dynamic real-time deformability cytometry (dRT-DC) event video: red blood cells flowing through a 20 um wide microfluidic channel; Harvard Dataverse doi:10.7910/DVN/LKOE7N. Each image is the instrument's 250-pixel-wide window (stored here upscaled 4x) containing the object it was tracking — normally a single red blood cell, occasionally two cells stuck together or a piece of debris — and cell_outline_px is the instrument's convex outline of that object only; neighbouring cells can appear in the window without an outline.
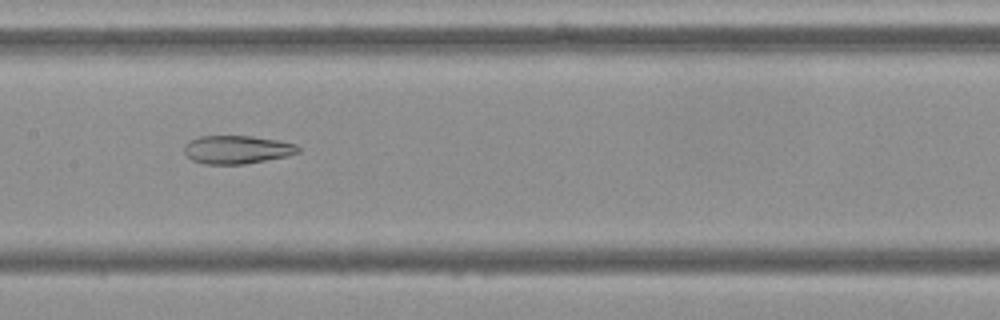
{"species": "Egyptian fruit bat (a non-hibernating species)", "species_latin": "Rousettus aegyptiacus", "temperature_condition": "cold", "stored_images_in_passage": 44, "camera_frame_rate_fps": 3000, "um_per_image_px": 0.085, "frame": {"image": 1, "passage_image": 16, "time_ms": 5.0, "image_size_px": [1000, 320], "cell_outline_px": [[300, 152], [288, 156], [244, 164], [204, 164], [192, 160], [184, 152], [184, 144], [188, 140], [200, 136], [252, 136], [280, 140], [296, 144], [300, 148]], "centroid_in_image_um": [20.15, 12.71], "position_along_channel_um": 187.3, "area_um2": 18.96}}
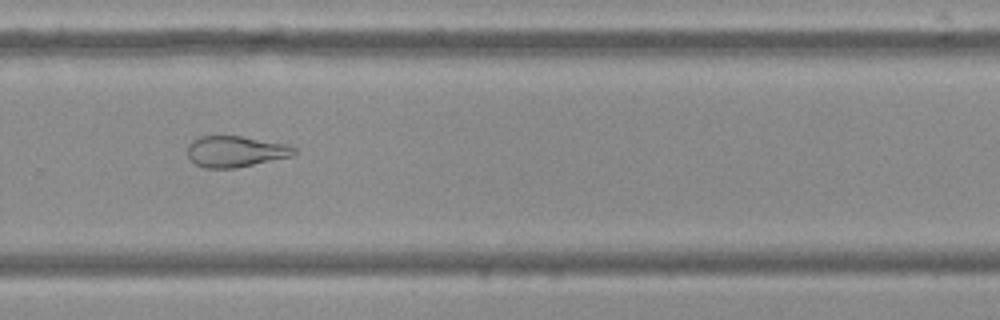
{"frame": {"image": 2, "passage_image": 26, "time_ms": 8.333, "image_size_px": [1000, 320], "cell_outline_px": [[296, 152], [292, 156], [236, 168], [204, 168], [196, 164], [188, 156], [188, 144], [192, 140], [200, 136], [240, 136], [288, 144], [296, 148]], "centroid_in_image_um": [20.02, 12.87], "position_along_channel_um": 309.8, "area_um2": 19.31}}
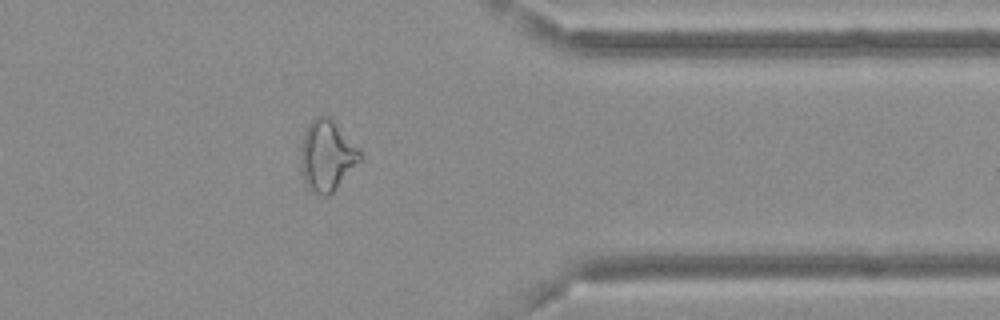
{"frame": {"image": 3, "passage_image": 33, "time_ms": 10.667, "image_size_px": [1000, 320], "cell_outline_px": [[360, 160], [336, 188], [328, 196], [320, 196], [312, 192], [308, 188], [304, 180], [300, 160], [300, 144], [304, 132], [308, 124], [316, 116], [328, 116], [360, 148]], "centroid_in_image_um": [27.75, 13.23], "position_along_channel_um": 383.6, "area_um2": 24.33}, "authors_computed_cell_mechanics": {"area_um2": 22.7732, "velocity_mm_per_s": 3.6947, "shape_relaxation_time_tau1_ms": null, "shape_relaxation_time_tau2_ms": 2.9501, "deformation_change_tau1": null, "deformation_change_tau2": 0.12}}